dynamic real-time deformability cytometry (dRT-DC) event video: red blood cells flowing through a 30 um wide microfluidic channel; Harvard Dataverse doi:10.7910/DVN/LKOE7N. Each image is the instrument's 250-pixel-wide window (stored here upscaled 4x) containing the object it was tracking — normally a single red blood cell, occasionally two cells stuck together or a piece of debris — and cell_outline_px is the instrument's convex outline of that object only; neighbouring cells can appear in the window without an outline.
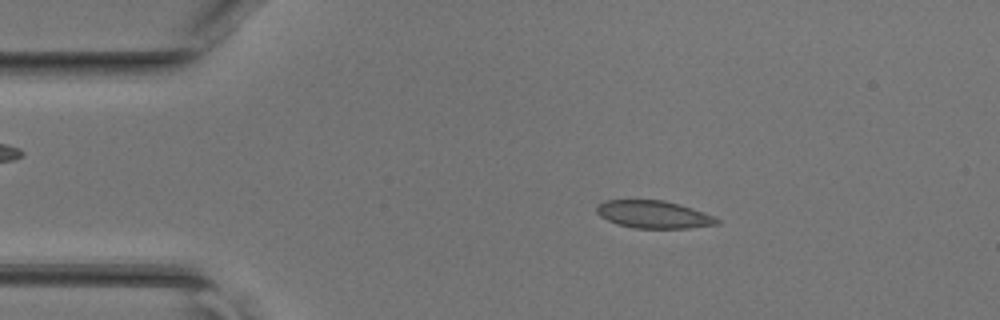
{"species": "common noctule bat (a hibernating species)", "species_latin": "Nyctalus noctula", "temperature_condition": "room temperature", "stored_images_in_passage": 45, "camera_frame_rate_fps": 3000, "um_per_image_px": 0.085, "animal": {"sex": "female", "body_mass_g": 17.0, "forearm_length_mm": 48.0}, "frame": {"image": 1, "passage_image": 8, "time_ms": 2.333, "image_size_px": [1000, 320], "cell_outline_px": [[720, 224], [688, 228], [632, 228], [616, 224], [600, 216], [596, 212], [596, 204], [604, 200], [664, 200], [680, 204], [692, 208], [712, 216], [720, 220]], "centroid_in_image_um": [55.52, 18.23], "position_along_channel_um": 29.5, "area_um2": 19.42}}
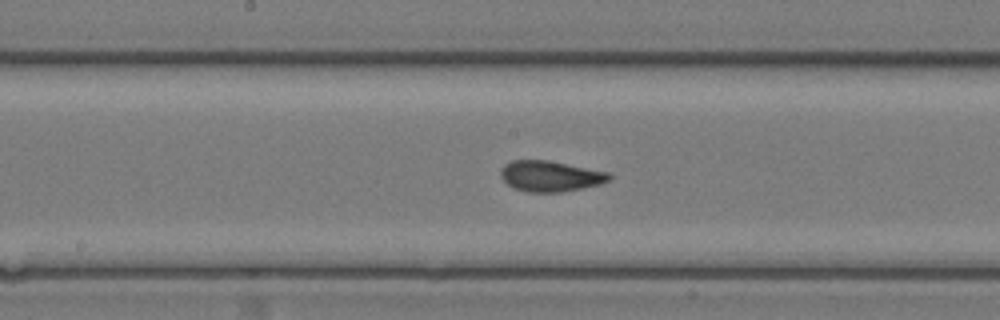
{"frame": {"image": 2, "passage_image": 23, "time_ms": 7.333, "image_size_px": [1000, 320], "cell_outline_px": [[612, 176], [608, 180], [600, 184], [560, 192], [528, 192], [512, 188], [500, 176], [500, 168], [504, 164], [512, 160], [548, 160], [612, 172]], "centroid_in_image_um": [46.77, 14.96], "position_along_channel_um": 201.4, "area_um2": 19.59}}
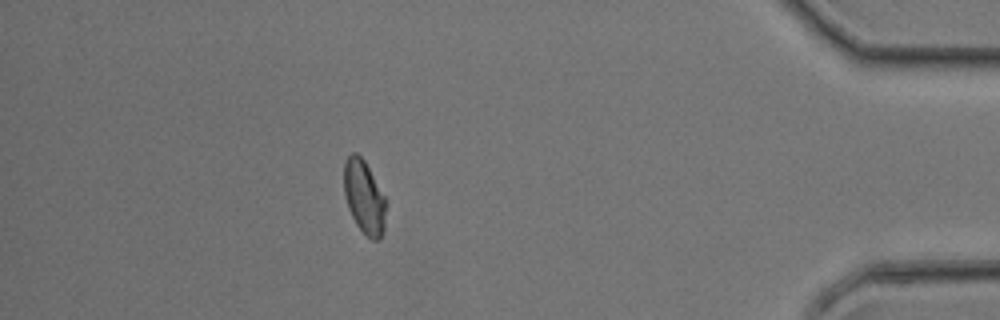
{"frame": {"image": 3, "passage_image": 40, "time_ms": 13.0, "image_size_px": [1000, 320], "cell_outline_px": [[388, 204], [384, 232], [380, 240], [372, 240], [356, 224], [348, 208], [344, 196], [344, 160], [352, 152], [356, 152], [364, 160], [388, 200]], "centroid_in_image_um": [30.99, 16.76], "position_along_channel_um": 404.2, "area_um2": 18.5}}